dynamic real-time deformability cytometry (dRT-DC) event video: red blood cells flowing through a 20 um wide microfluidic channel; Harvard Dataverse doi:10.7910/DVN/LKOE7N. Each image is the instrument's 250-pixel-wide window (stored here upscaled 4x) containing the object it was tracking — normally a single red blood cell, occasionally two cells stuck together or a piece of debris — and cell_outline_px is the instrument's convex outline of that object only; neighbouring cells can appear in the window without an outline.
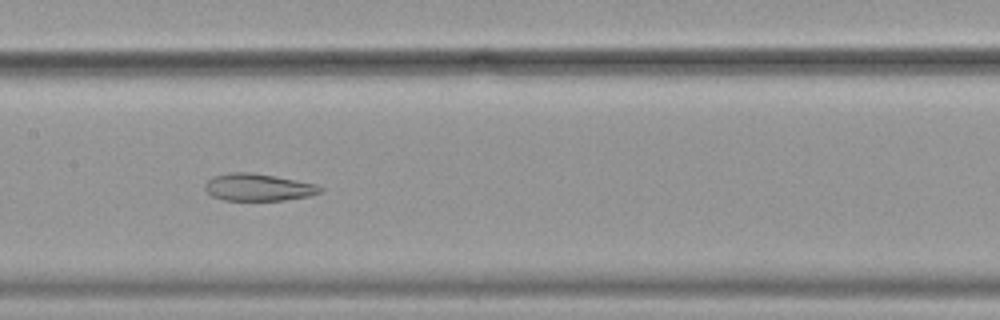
{"species": "common noctule bat (a hibernating species)", "species_latin": "Nyctalus noctula", "temperature_condition": "cold", "stored_images_in_passage": 46, "camera_frame_rate_fps": 3000, "um_per_image_px": 0.085, "animal": {"sex": "female", "body_mass_g": 19.9}, "frame": {"image": 1, "passage_image": 17, "time_ms": 5.333, "image_size_px": [1000, 320], "cell_outline_px": [[324, 192], [308, 196], [284, 200], [224, 200], [212, 196], [204, 188], [204, 184], [212, 176], [232, 172], [248, 172], [272, 176], [316, 184], [324, 188]], "centroid_in_image_um": [21.94, 15.92], "position_along_channel_um": 185.5, "area_um2": 18.15}}
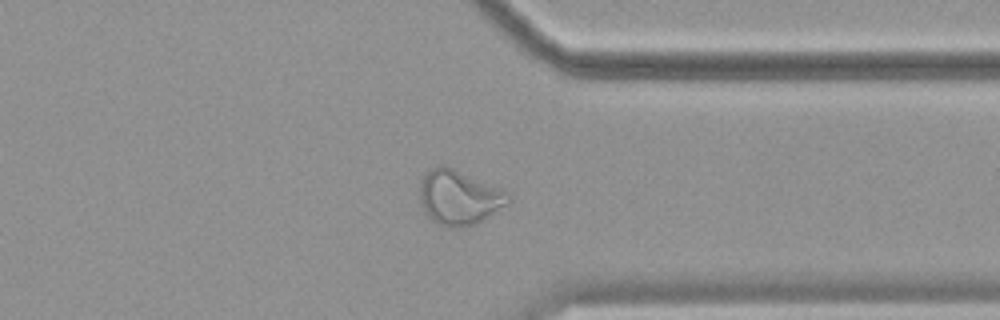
{"frame": {"image": 2, "passage_image": 33, "time_ms": 10.667, "image_size_px": [1000, 320], "cell_outline_px": [[512, 200], [508, 204], [496, 212], [476, 224], [464, 228], [448, 228], [432, 220], [424, 212], [420, 204], [420, 180], [432, 168], [440, 164], [444, 164], [500, 188], [508, 192], [512, 196]], "centroid_in_image_um": [39.03, 16.8], "position_along_channel_um": 372.4, "area_um2": 28.5}}
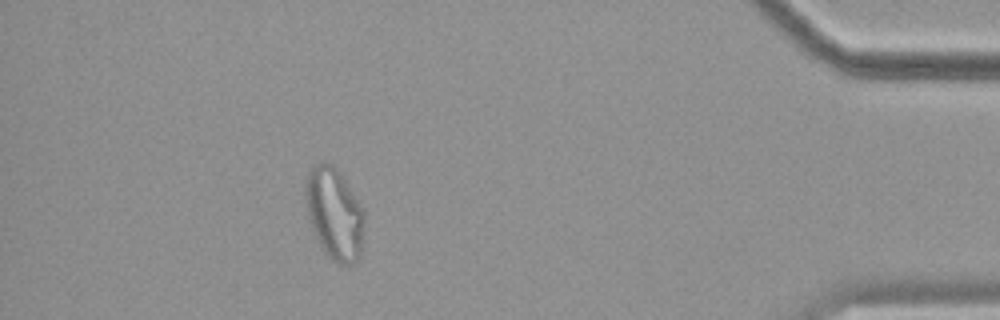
{"frame": {"image": 3, "passage_image": 40, "time_ms": 13.0, "image_size_px": [1000, 320], "cell_outline_px": [[364, 220], [360, 256], [352, 264], [340, 264], [332, 260], [324, 252], [312, 228], [308, 216], [304, 196], [304, 184], [308, 172], [312, 164], [324, 160], [332, 164], [340, 172], [360, 204], [364, 212]], "centroid_in_image_um": [28.39, 18.11], "position_along_channel_um": 406.8, "area_um2": 31.62}, "authors_computed_cell_mechanics": {"area_um2": 23.698, "velocity_mm_per_s": 3.5496, "shape_relaxation_time_tau1_ms": null, "shape_relaxation_time_tau2_ms": 2.4147, "deformation_change_tau1": null, "deformation_change_tau2": 0.0911}}